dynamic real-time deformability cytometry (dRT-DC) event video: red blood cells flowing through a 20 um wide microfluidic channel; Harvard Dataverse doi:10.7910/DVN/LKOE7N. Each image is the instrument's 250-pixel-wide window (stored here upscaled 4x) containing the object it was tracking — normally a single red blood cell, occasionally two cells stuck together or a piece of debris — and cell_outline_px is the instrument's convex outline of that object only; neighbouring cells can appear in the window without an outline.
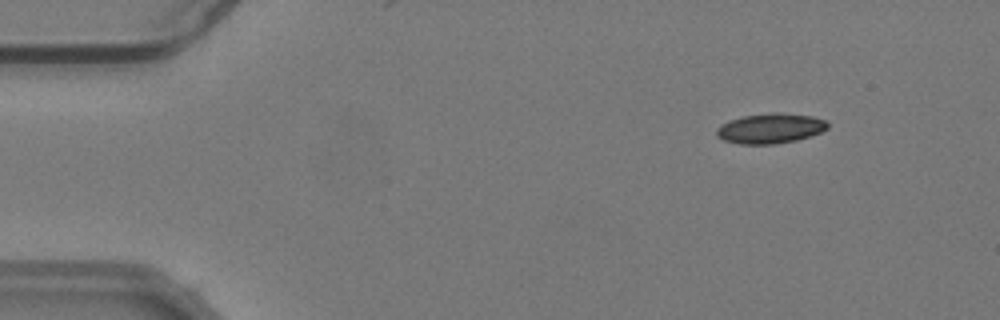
{"species": "common noctule bat (a hibernating species)", "species_latin": "Nyctalus noctula", "temperature_condition": "warm", "stored_images_in_passage": 55, "camera_frame_rate_fps": 3000, "um_per_image_px": 0.085, "animal": {"sex": "male", "body_mass_g": 19.2, "forearm_length_mm": 51.8}, "frame": {"image": 1, "passage_image": 7, "time_ms": 2.0, "image_size_px": [1000, 320], "cell_outline_px": [[828, 128], [812, 136], [796, 140], [776, 144], [740, 144], [724, 140], [716, 136], [716, 128], [720, 124], [728, 120], [744, 116], [772, 112], [776, 112], [812, 116], [824, 120], [828, 124]], "centroid_in_image_um": [65.45, 10.91], "position_along_channel_um": 19.6, "area_um2": 19.54}}
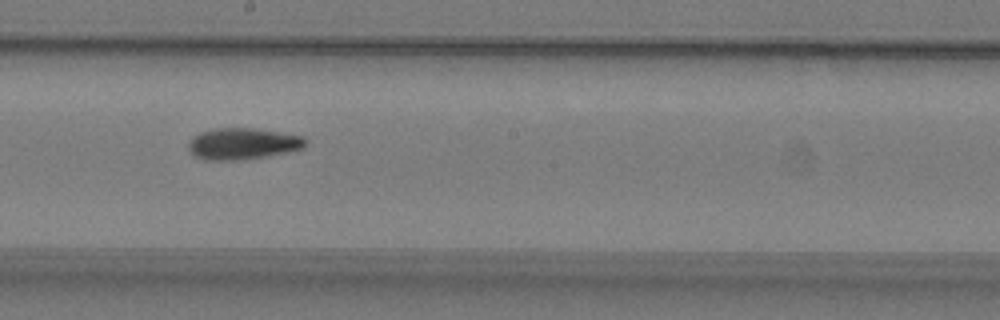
{"frame": {"image": 2, "passage_image": 31, "time_ms": 10.0, "image_size_px": [1000, 320], "cell_outline_px": [[304, 148], [288, 152], [268, 156], [236, 160], [204, 160], [196, 156], [188, 148], [188, 144], [192, 136], [200, 132], [216, 128], [252, 128], [280, 132], [304, 136]], "centroid_in_image_um": [20.61, 12.21], "position_along_channel_um": 227.6, "area_um2": 21.39}}
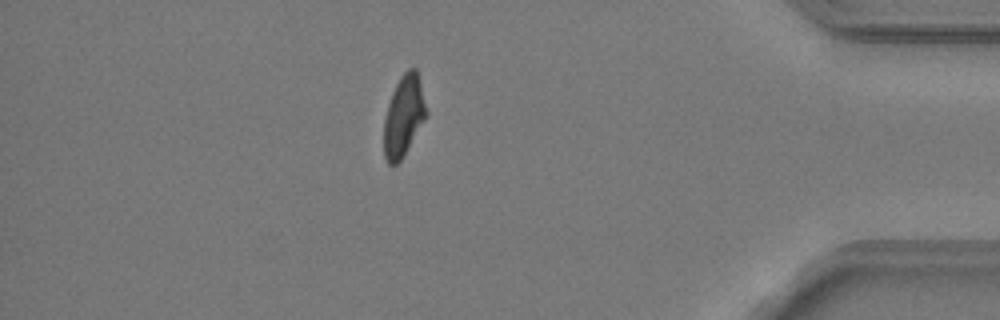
{"frame": {"image": 3, "passage_image": 48, "time_ms": 15.667, "image_size_px": [1000, 320], "cell_outline_px": [[428, 116], [400, 160], [396, 164], [388, 164], [384, 156], [384, 120], [388, 104], [392, 92], [400, 76], [408, 68], [416, 68], [428, 112]], "centroid_in_image_um": [34.32, 9.84], "position_along_channel_um": 400.9, "area_um2": 19.88}, "authors_computed_cell_mechanics": {"area_um2": 20.4612, "velocity_mm_per_s": 3.7845, "shape_relaxation_time_tau1_ms": 5.1949, "shape_relaxation_time_tau2_ms": 6.7068, "deformation_change_tau1": 0.1462, "deformation_change_tau2": 0.161}}